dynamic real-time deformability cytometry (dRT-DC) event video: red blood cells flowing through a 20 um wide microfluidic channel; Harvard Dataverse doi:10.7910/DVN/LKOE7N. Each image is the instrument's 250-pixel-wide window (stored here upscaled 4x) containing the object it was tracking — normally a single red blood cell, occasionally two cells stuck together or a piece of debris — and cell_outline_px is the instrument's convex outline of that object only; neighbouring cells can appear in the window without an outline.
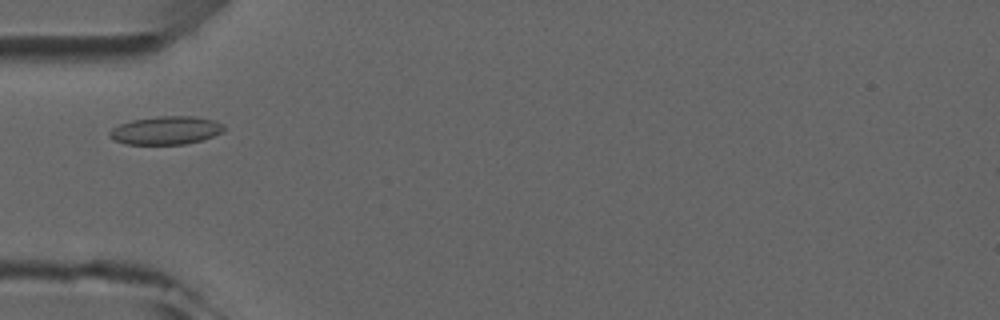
{"species": "common noctule bat (a hibernating species)", "species_latin": "Nyctalus noctula", "temperature_condition": "room temperature", "stored_images_in_passage": 1, "camera_frame_rate_fps": 3000, "um_per_image_px": 0.085, "animal": {"sex": "male", "forearm_length_mm": 52.5}, "frame": {"image": 1, "passage_image": 1, "time_ms": 0.0, "image_size_px": [1000, 320], "cell_outline_px": [[224, 132], [204, 140], [184, 144], [124, 144], [108, 136], [108, 132], [112, 128], [120, 124], [132, 120], [156, 116], [196, 116], [216, 120], [224, 124]], "centroid_in_image_um": [14.15, 11.07], "position_along_channel_um": 70.9, "area_um2": 19.07}}